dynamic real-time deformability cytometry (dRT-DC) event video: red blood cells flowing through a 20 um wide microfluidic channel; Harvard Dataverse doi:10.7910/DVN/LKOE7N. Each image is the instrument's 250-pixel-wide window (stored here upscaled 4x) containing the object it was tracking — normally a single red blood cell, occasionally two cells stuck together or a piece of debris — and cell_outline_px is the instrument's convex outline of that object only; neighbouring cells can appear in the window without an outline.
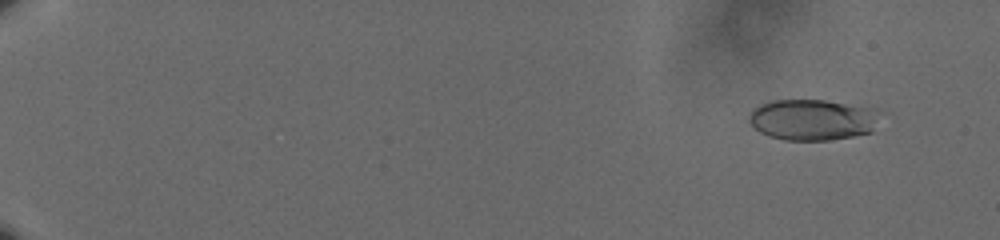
{"species": "human", "species_latin": "Homo sapiens", "temperature_condition": "cold", "stored_images_in_passage": 61, "camera_frame_rate_fps": 3000, "um_per_image_px": 0.085, "donor": {"sex": "male"}, "frame": {"image": 1, "passage_image": 6, "time_ms": 1.667, "image_size_px": [1000, 240], "cell_outline_px": [[884, 112], [872, 132], [852, 136], [828, 140], [784, 140], [768, 136], [760, 132], [748, 120], [748, 116], [760, 104], [772, 100], [824, 100], [876, 108]], "centroid_in_image_um": [69.14, 10.17], "position_along_channel_um": 15.9, "area_um2": 31.62}}
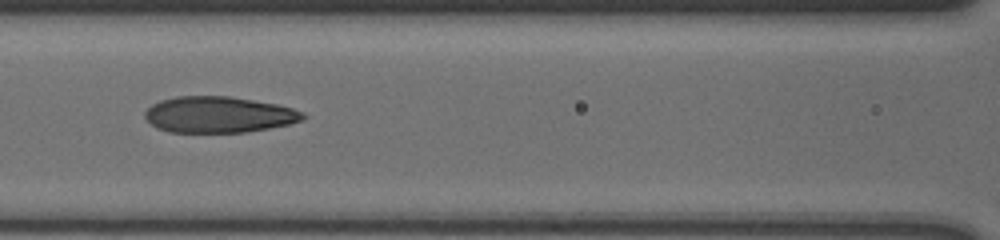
{"frame": {"image": 2, "passage_image": 32, "time_ms": 10.333, "image_size_px": [1000, 240], "cell_outline_px": [[308, 116], [304, 120], [288, 124], [268, 128], [244, 132], [168, 132], [156, 128], [144, 116], [144, 112], [152, 104], [160, 100], [176, 96], [228, 96], [276, 104], [292, 108], [304, 112]], "centroid_in_image_um": [18.59, 9.74], "position_along_channel_um": 148.0, "area_um2": 33.29}}
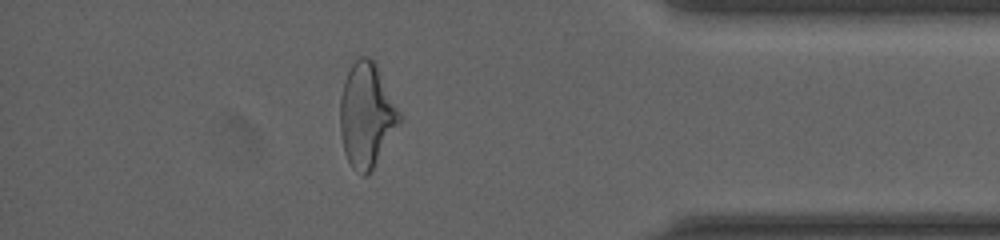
{"frame": {"image": 3, "passage_image": 55, "time_ms": 18.0, "image_size_px": [1000, 240], "cell_outline_px": [[400, 120], [368, 176], [364, 176], [356, 172], [352, 168], [344, 152], [340, 132], [340, 96], [344, 80], [352, 64], [360, 56], [368, 56], [376, 64], [400, 112]], "centroid_in_image_um": [31.12, 9.78], "position_along_channel_um": 404.1, "area_um2": 35.49}, "authors_computed_cell_mechanics": {"area_um2": 33.2928, "velocity_mm_per_s": 3.63, "shape_relaxation_time_tau1_ms": 4.6321, "shape_relaxation_time_tau2_ms": 1.5978, "deformation_change_tau1": 0.1848, "deformation_change_tau2": 0.094}}